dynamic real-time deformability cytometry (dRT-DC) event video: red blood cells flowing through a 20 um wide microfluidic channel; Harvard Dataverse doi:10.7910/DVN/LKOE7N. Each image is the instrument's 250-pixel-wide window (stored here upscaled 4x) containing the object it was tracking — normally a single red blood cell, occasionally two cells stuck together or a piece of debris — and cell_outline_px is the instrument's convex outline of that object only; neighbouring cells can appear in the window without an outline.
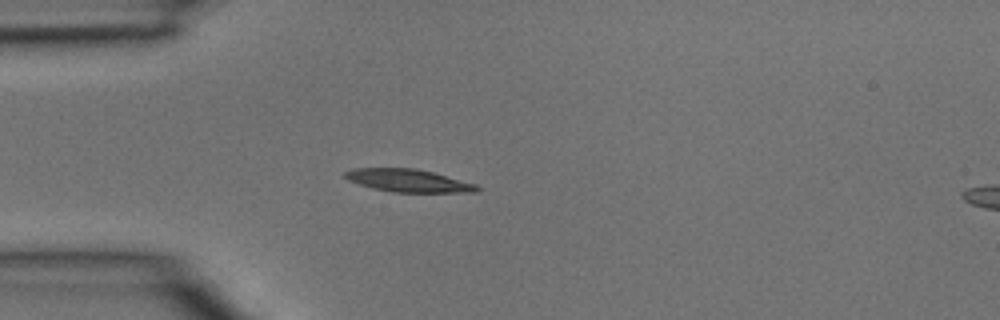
{"species": "common noctule bat (a hibernating species)", "species_latin": "Nyctalus noctula", "temperature_condition": "room temperature", "stored_images_in_passage": 1, "camera_frame_rate_fps": 3000, "um_per_image_px": 0.085, "animal": {"sex": "male", "body_mass_g": 15.6}, "frame": {"image": 1, "passage_image": 1, "time_ms": 0.0, "image_size_px": [1000, 320], "cell_outline_px": [[480, 188], [476, 192], [392, 192], [372, 188], [348, 180], [344, 176], [344, 172], [352, 168], [416, 168], [432, 172], [476, 184]], "centroid_in_image_um": [34.68, 15.35], "position_along_channel_um": 50.3, "area_um2": 17.4}}